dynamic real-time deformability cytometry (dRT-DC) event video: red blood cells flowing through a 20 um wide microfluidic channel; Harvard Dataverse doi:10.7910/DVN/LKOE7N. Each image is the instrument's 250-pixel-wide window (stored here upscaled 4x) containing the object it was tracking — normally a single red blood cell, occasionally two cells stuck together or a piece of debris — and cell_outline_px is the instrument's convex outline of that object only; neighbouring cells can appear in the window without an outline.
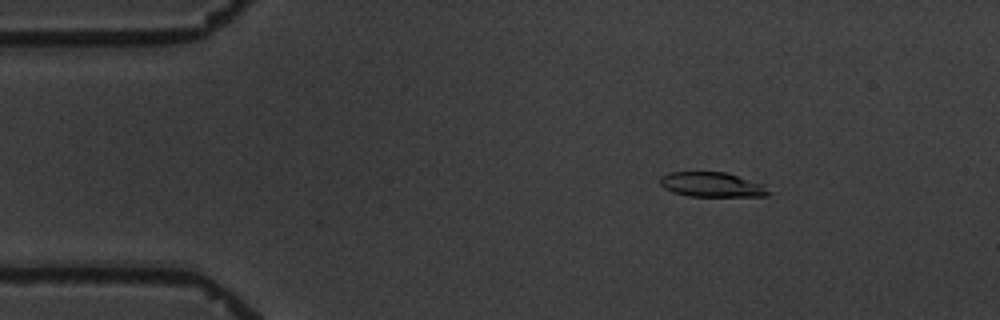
{"species": "common noctule bat (a hibernating species)", "species_latin": "Nyctalus noctula", "temperature_condition": "warm", "stored_images_in_passage": 5, "camera_frame_rate_fps": 3000, "um_per_image_px": 0.085, "animal": {"sex": "male", "body_mass_g": 19.5, "forearm_length_mm": 54.6}, "frame": {"image": 1, "passage_image": 3, "time_ms": 2.333, "image_size_px": [1000, 320], "cell_outline_px": [[772, 192], [768, 196], [688, 196], [672, 192], [664, 188], [660, 184], [660, 176], [668, 172], [724, 172], [764, 184]], "centroid_in_image_um": [60.51, 15.7], "position_along_channel_um": 24.5, "area_um2": 15.72}}